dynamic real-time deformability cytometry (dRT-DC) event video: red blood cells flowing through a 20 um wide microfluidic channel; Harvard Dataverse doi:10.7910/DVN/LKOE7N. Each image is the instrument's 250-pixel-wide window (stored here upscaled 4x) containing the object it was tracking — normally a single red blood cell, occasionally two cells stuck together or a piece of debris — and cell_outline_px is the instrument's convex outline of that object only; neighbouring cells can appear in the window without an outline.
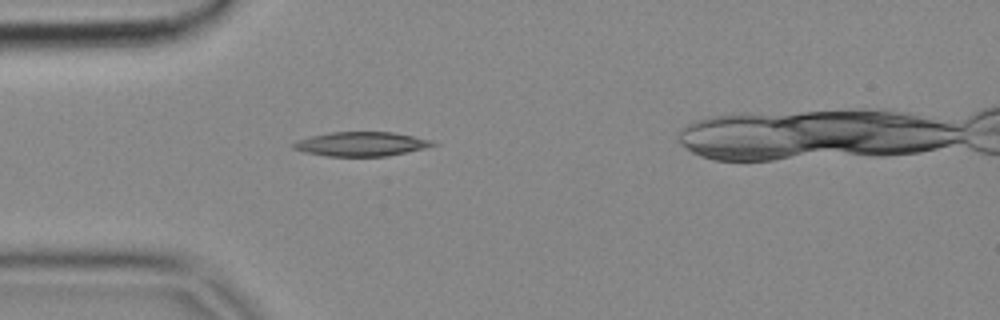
{"species": "common noctule bat (a hibernating species)", "species_latin": "Nyctalus noctula", "temperature_condition": "cold", "stored_images_in_passage": 1, "camera_frame_rate_fps": 3000, "um_per_image_px": 0.085, "animal": {"sex": "female", "body_mass_g": 18.4}, "frame": {"image": 1, "passage_image": 1, "time_ms": 0.0, "image_size_px": [1000, 320], "cell_outline_px": [[440, 144], [424, 148], [388, 156], [328, 156], [304, 152], [292, 148], [292, 144], [296, 140], [312, 136], [332, 132], [392, 132], [432, 140]], "centroid_in_image_um": [30.7, 12.24], "position_along_channel_um": 54.3, "area_um2": 19.59}}